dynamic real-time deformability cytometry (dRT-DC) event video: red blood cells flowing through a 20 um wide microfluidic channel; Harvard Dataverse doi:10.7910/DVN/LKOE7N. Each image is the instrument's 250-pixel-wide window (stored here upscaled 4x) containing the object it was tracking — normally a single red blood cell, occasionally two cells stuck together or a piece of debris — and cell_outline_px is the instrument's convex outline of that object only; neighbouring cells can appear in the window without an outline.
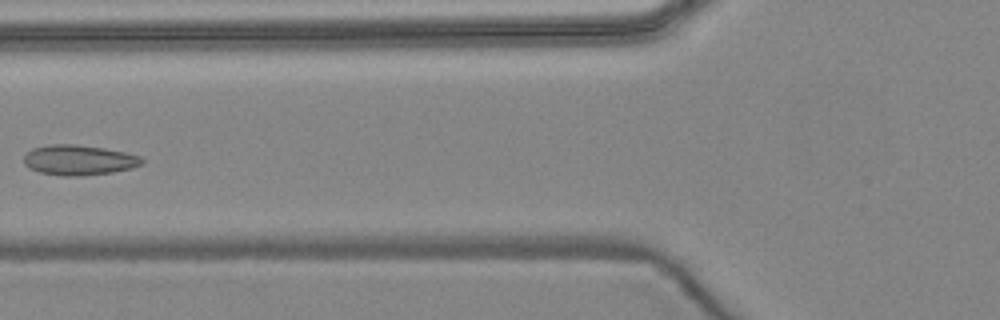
{"species": "common noctule bat (a hibernating species)", "species_latin": "Nyctalus noctula", "temperature_condition": "warm", "stored_images_in_passage": 6, "camera_frame_rate_fps": 3000, "um_per_image_px": 0.085, "animal": {"sex": "female", "body_mass_g": 24.6, "forearm_length_mm": 56.2}, "frame": {"image": 1, "passage_image": 6, "time_ms": 6.667, "image_size_px": [1000, 320], "cell_outline_px": [[144, 160], [140, 164], [132, 168], [112, 172], [80, 176], [64, 176], [40, 172], [28, 168], [24, 164], [24, 156], [32, 148], [48, 144], [76, 144], [104, 148], [124, 152], [140, 156]], "centroid_in_image_um": [6.67, 13.6], "position_along_channel_um": 119.1, "area_um2": 20.75}}